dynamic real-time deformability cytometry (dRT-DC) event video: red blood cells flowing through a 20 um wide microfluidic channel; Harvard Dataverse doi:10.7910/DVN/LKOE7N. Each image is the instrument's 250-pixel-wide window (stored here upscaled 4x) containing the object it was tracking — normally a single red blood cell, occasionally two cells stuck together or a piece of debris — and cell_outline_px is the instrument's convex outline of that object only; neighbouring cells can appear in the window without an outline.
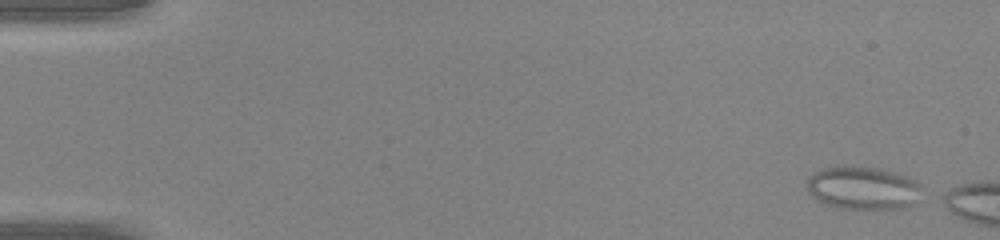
{"species": "common noctule bat (a hibernating species)", "species_latin": "Nyctalus noctula", "temperature_condition": "warm", "stored_images_in_passage": 41, "camera_frame_rate_fps": 3000, "um_per_image_px": 0.085, "animal": {"sex": "male", "body_mass_g": 20.0, "forearm_length_mm": 53.3}, "frame": {"image": 1, "passage_image": 1, "time_ms": 0.0, "image_size_px": [1000, 240], "cell_outline_px": [[924, 188], [916, 204], [900, 208], [840, 208], [828, 204], [820, 200], [808, 192], [808, 176], [812, 172], [824, 168], [844, 164], [880, 168], [896, 172], [916, 180]], "centroid_in_image_um": [73.4, 15.94], "position_along_channel_um": 11.6, "area_um2": 29.19}}
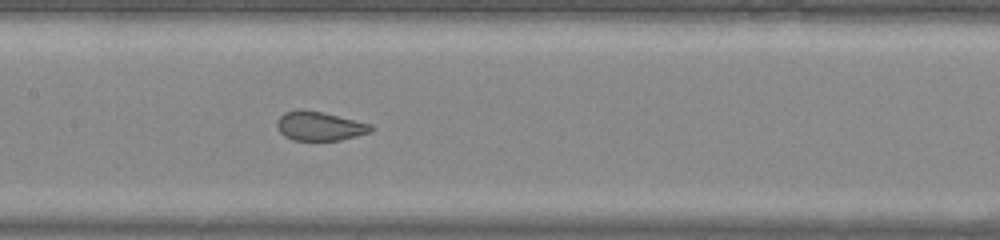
{"frame": {"image": 2, "passage_image": 22, "time_ms": 7.0, "image_size_px": [1000, 240], "cell_outline_px": [[376, 128], [372, 132], [340, 140], [292, 140], [284, 136], [280, 132], [276, 124], [276, 120], [284, 112], [300, 108], [324, 112], [372, 124]], "centroid_in_image_um": [27.18, 10.7], "position_along_channel_um": 180.2, "area_um2": 16.24}}
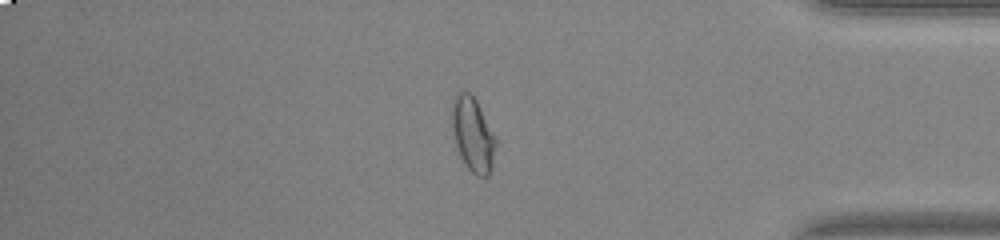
{"frame": {"image": 3, "passage_image": 38, "time_ms": 12.333, "image_size_px": [1000, 240], "cell_outline_px": [[496, 144], [492, 168], [488, 176], [476, 176], [464, 164], [460, 156], [456, 144], [452, 128], [452, 100], [456, 92], [468, 92], [476, 100], [496, 136]], "centroid_in_image_um": [40.2, 11.44], "position_along_channel_um": 395.0, "area_um2": 19.02}}